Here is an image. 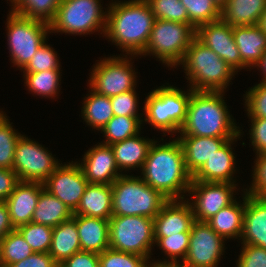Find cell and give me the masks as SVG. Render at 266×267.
<instances>
[{
  "label": "cell",
  "instance_id": "cell-1",
  "mask_svg": "<svg viewBox=\"0 0 266 267\" xmlns=\"http://www.w3.org/2000/svg\"><path fill=\"white\" fill-rule=\"evenodd\" d=\"M107 10L104 36L119 46L123 53L141 56L155 21L147 1H114Z\"/></svg>",
  "mask_w": 266,
  "mask_h": 267
},
{
  "label": "cell",
  "instance_id": "cell-2",
  "mask_svg": "<svg viewBox=\"0 0 266 267\" xmlns=\"http://www.w3.org/2000/svg\"><path fill=\"white\" fill-rule=\"evenodd\" d=\"M151 144L147 158L141 169L142 179L166 198L185 199L192 176L185 166L184 152L178 139ZM183 193V195H182Z\"/></svg>",
  "mask_w": 266,
  "mask_h": 267
},
{
  "label": "cell",
  "instance_id": "cell-3",
  "mask_svg": "<svg viewBox=\"0 0 266 267\" xmlns=\"http://www.w3.org/2000/svg\"><path fill=\"white\" fill-rule=\"evenodd\" d=\"M225 92L194 91L180 135L202 137H236L240 128L223 99Z\"/></svg>",
  "mask_w": 266,
  "mask_h": 267
},
{
  "label": "cell",
  "instance_id": "cell-4",
  "mask_svg": "<svg viewBox=\"0 0 266 267\" xmlns=\"http://www.w3.org/2000/svg\"><path fill=\"white\" fill-rule=\"evenodd\" d=\"M180 64L184 67L189 88L193 91L224 92L236 75L224 60L196 37Z\"/></svg>",
  "mask_w": 266,
  "mask_h": 267
},
{
  "label": "cell",
  "instance_id": "cell-5",
  "mask_svg": "<svg viewBox=\"0 0 266 267\" xmlns=\"http://www.w3.org/2000/svg\"><path fill=\"white\" fill-rule=\"evenodd\" d=\"M111 187L112 216H145L154 219L169 200L141 176L122 174Z\"/></svg>",
  "mask_w": 266,
  "mask_h": 267
},
{
  "label": "cell",
  "instance_id": "cell-6",
  "mask_svg": "<svg viewBox=\"0 0 266 267\" xmlns=\"http://www.w3.org/2000/svg\"><path fill=\"white\" fill-rule=\"evenodd\" d=\"M194 91L187 92L173 85H163L148 93L144 105V120L155 129L176 134L180 132L187 117L188 103Z\"/></svg>",
  "mask_w": 266,
  "mask_h": 267
},
{
  "label": "cell",
  "instance_id": "cell-7",
  "mask_svg": "<svg viewBox=\"0 0 266 267\" xmlns=\"http://www.w3.org/2000/svg\"><path fill=\"white\" fill-rule=\"evenodd\" d=\"M195 37L196 29L190 24L155 19L141 55L152 54L167 67H177Z\"/></svg>",
  "mask_w": 266,
  "mask_h": 267
},
{
  "label": "cell",
  "instance_id": "cell-8",
  "mask_svg": "<svg viewBox=\"0 0 266 267\" xmlns=\"http://www.w3.org/2000/svg\"><path fill=\"white\" fill-rule=\"evenodd\" d=\"M106 19L107 12L100 0H61L49 27L52 33L90 35L101 31L100 34H105Z\"/></svg>",
  "mask_w": 266,
  "mask_h": 267
},
{
  "label": "cell",
  "instance_id": "cell-9",
  "mask_svg": "<svg viewBox=\"0 0 266 267\" xmlns=\"http://www.w3.org/2000/svg\"><path fill=\"white\" fill-rule=\"evenodd\" d=\"M154 244L153 219L145 216H112L109 219V248L150 261Z\"/></svg>",
  "mask_w": 266,
  "mask_h": 267
},
{
  "label": "cell",
  "instance_id": "cell-10",
  "mask_svg": "<svg viewBox=\"0 0 266 267\" xmlns=\"http://www.w3.org/2000/svg\"><path fill=\"white\" fill-rule=\"evenodd\" d=\"M7 37L11 60L21 71L30 62L38 48L46 42L50 32L49 24L9 12Z\"/></svg>",
  "mask_w": 266,
  "mask_h": 267
},
{
  "label": "cell",
  "instance_id": "cell-11",
  "mask_svg": "<svg viewBox=\"0 0 266 267\" xmlns=\"http://www.w3.org/2000/svg\"><path fill=\"white\" fill-rule=\"evenodd\" d=\"M131 64L127 55L103 58L93 66L89 88L109 98L135 90L137 76Z\"/></svg>",
  "mask_w": 266,
  "mask_h": 267
},
{
  "label": "cell",
  "instance_id": "cell-12",
  "mask_svg": "<svg viewBox=\"0 0 266 267\" xmlns=\"http://www.w3.org/2000/svg\"><path fill=\"white\" fill-rule=\"evenodd\" d=\"M59 165L49 150L24 135L20 136L12 167L19 181L44 183Z\"/></svg>",
  "mask_w": 266,
  "mask_h": 267
},
{
  "label": "cell",
  "instance_id": "cell-13",
  "mask_svg": "<svg viewBox=\"0 0 266 267\" xmlns=\"http://www.w3.org/2000/svg\"><path fill=\"white\" fill-rule=\"evenodd\" d=\"M236 183L203 182L191 180L188 193L193 195L190 201L195 221L207 222L222 208L232 204Z\"/></svg>",
  "mask_w": 266,
  "mask_h": 267
},
{
  "label": "cell",
  "instance_id": "cell-14",
  "mask_svg": "<svg viewBox=\"0 0 266 267\" xmlns=\"http://www.w3.org/2000/svg\"><path fill=\"white\" fill-rule=\"evenodd\" d=\"M224 240L206 222L195 221L182 264L186 267H217L225 250Z\"/></svg>",
  "mask_w": 266,
  "mask_h": 267
},
{
  "label": "cell",
  "instance_id": "cell-15",
  "mask_svg": "<svg viewBox=\"0 0 266 267\" xmlns=\"http://www.w3.org/2000/svg\"><path fill=\"white\" fill-rule=\"evenodd\" d=\"M45 190L74 212L89 184L78 162L60 164L43 183Z\"/></svg>",
  "mask_w": 266,
  "mask_h": 267
},
{
  "label": "cell",
  "instance_id": "cell-16",
  "mask_svg": "<svg viewBox=\"0 0 266 267\" xmlns=\"http://www.w3.org/2000/svg\"><path fill=\"white\" fill-rule=\"evenodd\" d=\"M196 38L214 51L236 73L248 69L241 61L240 52L233 38V27L221 19L196 28Z\"/></svg>",
  "mask_w": 266,
  "mask_h": 267
},
{
  "label": "cell",
  "instance_id": "cell-17",
  "mask_svg": "<svg viewBox=\"0 0 266 267\" xmlns=\"http://www.w3.org/2000/svg\"><path fill=\"white\" fill-rule=\"evenodd\" d=\"M170 199L161 211L155 216L154 239L155 243L161 237L179 235L181 232H190L195 222L189 199Z\"/></svg>",
  "mask_w": 266,
  "mask_h": 267
},
{
  "label": "cell",
  "instance_id": "cell-18",
  "mask_svg": "<svg viewBox=\"0 0 266 267\" xmlns=\"http://www.w3.org/2000/svg\"><path fill=\"white\" fill-rule=\"evenodd\" d=\"M82 161L78 164L89 183L112 185L122 175L110 145H95L85 152Z\"/></svg>",
  "mask_w": 266,
  "mask_h": 267
},
{
  "label": "cell",
  "instance_id": "cell-19",
  "mask_svg": "<svg viewBox=\"0 0 266 267\" xmlns=\"http://www.w3.org/2000/svg\"><path fill=\"white\" fill-rule=\"evenodd\" d=\"M40 182L20 181L6 199L10 220L14 228L32 222L40 193L44 190Z\"/></svg>",
  "mask_w": 266,
  "mask_h": 267
},
{
  "label": "cell",
  "instance_id": "cell-20",
  "mask_svg": "<svg viewBox=\"0 0 266 267\" xmlns=\"http://www.w3.org/2000/svg\"><path fill=\"white\" fill-rule=\"evenodd\" d=\"M232 138L234 137L178 136L188 173L193 177L208 159Z\"/></svg>",
  "mask_w": 266,
  "mask_h": 267
},
{
  "label": "cell",
  "instance_id": "cell-21",
  "mask_svg": "<svg viewBox=\"0 0 266 267\" xmlns=\"http://www.w3.org/2000/svg\"><path fill=\"white\" fill-rule=\"evenodd\" d=\"M241 131L239 134L228 140L217 152H215L204 166L192 177L194 181L203 182H227L235 183V179L232 177L235 173V154L232 151V145L234 141H237V137L240 138Z\"/></svg>",
  "mask_w": 266,
  "mask_h": 267
},
{
  "label": "cell",
  "instance_id": "cell-22",
  "mask_svg": "<svg viewBox=\"0 0 266 267\" xmlns=\"http://www.w3.org/2000/svg\"><path fill=\"white\" fill-rule=\"evenodd\" d=\"M238 240L266 249V198L246 193L242 234Z\"/></svg>",
  "mask_w": 266,
  "mask_h": 267
},
{
  "label": "cell",
  "instance_id": "cell-23",
  "mask_svg": "<svg viewBox=\"0 0 266 267\" xmlns=\"http://www.w3.org/2000/svg\"><path fill=\"white\" fill-rule=\"evenodd\" d=\"M73 215L109 220L112 217V187L89 183Z\"/></svg>",
  "mask_w": 266,
  "mask_h": 267
},
{
  "label": "cell",
  "instance_id": "cell-24",
  "mask_svg": "<svg viewBox=\"0 0 266 267\" xmlns=\"http://www.w3.org/2000/svg\"><path fill=\"white\" fill-rule=\"evenodd\" d=\"M233 38L240 52L241 61L249 67L261 59L266 51V33L259 24L233 27Z\"/></svg>",
  "mask_w": 266,
  "mask_h": 267
},
{
  "label": "cell",
  "instance_id": "cell-25",
  "mask_svg": "<svg viewBox=\"0 0 266 267\" xmlns=\"http://www.w3.org/2000/svg\"><path fill=\"white\" fill-rule=\"evenodd\" d=\"M82 251L102 253L109 248V220L76 215Z\"/></svg>",
  "mask_w": 266,
  "mask_h": 267
},
{
  "label": "cell",
  "instance_id": "cell-26",
  "mask_svg": "<svg viewBox=\"0 0 266 267\" xmlns=\"http://www.w3.org/2000/svg\"><path fill=\"white\" fill-rule=\"evenodd\" d=\"M139 136L138 133L135 136L110 145L114 153L116 165L121 174L123 170L128 171L139 167L141 171L143 167L154 139L152 140Z\"/></svg>",
  "mask_w": 266,
  "mask_h": 267
},
{
  "label": "cell",
  "instance_id": "cell-27",
  "mask_svg": "<svg viewBox=\"0 0 266 267\" xmlns=\"http://www.w3.org/2000/svg\"><path fill=\"white\" fill-rule=\"evenodd\" d=\"M265 8L266 0H227L220 19L232 27L257 25Z\"/></svg>",
  "mask_w": 266,
  "mask_h": 267
},
{
  "label": "cell",
  "instance_id": "cell-28",
  "mask_svg": "<svg viewBox=\"0 0 266 267\" xmlns=\"http://www.w3.org/2000/svg\"><path fill=\"white\" fill-rule=\"evenodd\" d=\"M243 204L234 201L229 206L222 208L206 223L224 239L239 238L242 234L244 210L246 207V193L243 194ZM240 203V204H239Z\"/></svg>",
  "mask_w": 266,
  "mask_h": 267
},
{
  "label": "cell",
  "instance_id": "cell-29",
  "mask_svg": "<svg viewBox=\"0 0 266 267\" xmlns=\"http://www.w3.org/2000/svg\"><path fill=\"white\" fill-rule=\"evenodd\" d=\"M78 251H81L80 238L76 228V215H73L71 219L53 227L49 254L59 265Z\"/></svg>",
  "mask_w": 266,
  "mask_h": 267
},
{
  "label": "cell",
  "instance_id": "cell-30",
  "mask_svg": "<svg viewBox=\"0 0 266 267\" xmlns=\"http://www.w3.org/2000/svg\"><path fill=\"white\" fill-rule=\"evenodd\" d=\"M73 217V212L57 197L43 190L37 201L32 222L56 227Z\"/></svg>",
  "mask_w": 266,
  "mask_h": 267
},
{
  "label": "cell",
  "instance_id": "cell-31",
  "mask_svg": "<svg viewBox=\"0 0 266 267\" xmlns=\"http://www.w3.org/2000/svg\"><path fill=\"white\" fill-rule=\"evenodd\" d=\"M90 90V94L84 98L81 116L86 124L100 131L114 116L111 100L107 96Z\"/></svg>",
  "mask_w": 266,
  "mask_h": 267
},
{
  "label": "cell",
  "instance_id": "cell-32",
  "mask_svg": "<svg viewBox=\"0 0 266 267\" xmlns=\"http://www.w3.org/2000/svg\"><path fill=\"white\" fill-rule=\"evenodd\" d=\"M11 11L17 15L50 23L61 0H11Z\"/></svg>",
  "mask_w": 266,
  "mask_h": 267
},
{
  "label": "cell",
  "instance_id": "cell-33",
  "mask_svg": "<svg viewBox=\"0 0 266 267\" xmlns=\"http://www.w3.org/2000/svg\"><path fill=\"white\" fill-rule=\"evenodd\" d=\"M141 117L113 116L100 130L106 139L103 144L113 145L137 135L141 130Z\"/></svg>",
  "mask_w": 266,
  "mask_h": 267
},
{
  "label": "cell",
  "instance_id": "cell-34",
  "mask_svg": "<svg viewBox=\"0 0 266 267\" xmlns=\"http://www.w3.org/2000/svg\"><path fill=\"white\" fill-rule=\"evenodd\" d=\"M34 251L15 229L0 240V267H8L32 255Z\"/></svg>",
  "mask_w": 266,
  "mask_h": 267
},
{
  "label": "cell",
  "instance_id": "cell-35",
  "mask_svg": "<svg viewBox=\"0 0 266 267\" xmlns=\"http://www.w3.org/2000/svg\"><path fill=\"white\" fill-rule=\"evenodd\" d=\"M60 74V69H53L36 73H24L23 76L29 91L38 96L53 98L57 96V92L60 90Z\"/></svg>",
  "mask_w": 266,
  "mask_h": 267
},
{
  "label": "cell",
  "instance_id": "cell-36",
  "mask_svg": "<svg viewBox=\"0 0 266 267\" xmlns=\"http://www.w3.org/2000/svg\"><path fill=\"white\" fill-rule=\"evenodd\" d=\"M186 8L189 24L195 29L221 18V9L212 0H180Z\"/></svg>",
  "mask_w": 266,
  "mask_h": 267
},
{
  "label": "cell",
  "instance_id": "cell-37",
  "mask_svg": "<svg viewBox=\"0 0 266 267\" xmlns=\"http://www.w3.org/2000/svg\"><path fill=\"white\" fill-rule=\"evenodd\" d=\"M11 125L6 114L0 111V168L12 169L17 141L22 135Z\"/></svg>",
  "mask_w": 266,
  "mask_h": 267
},
{
  "label": "cell",
  "instance_id": "cell-38",
  "mask_svg": "<svg viewBox=\"0 0 266 267\" xmlns=\"http://www.w3.org/2000/svg\"><path fill=\"white\" fill-rule=\"evenodd\" d=\"M34 252L49 253L53 227L29 222L16 228Z\"/></svg>",
  "mask_w": 266,
  "mask_h": 267
},
{
  "label": "cell",
  "instance_id": "cell-39",
  "mask_svg": "<svg viewBox=\"0 0 266 267\" xmlns=\"http://www.w3.org/2000/svg\"><path fill=\"white\" fill-rule=\"evenodd\" d=\"M190 232H181L179 235L161 237L155 244L163 250L171 261H155L154 263H183L189 248ZM181 258L182 262L177 259ZM178 260V261H177ZM180 261V262H179Z\"/></svg>",
  "mask_w": 266,
  "mask_h": 267
},
{
  "label": "cell",
  "instance_id": "cell-40",
  "mask_svg": "<svg viewBox=\"0 0 266 267\" xmlns=\"http://www.w3.org/2000/svg\"><path fill=\"white\" fill-rule=\"evenodd\" d=\"M155 19L189 24L186 8L180 0H146Z\"/></svg>",
  "mask_w": 266,
  "mask_h": 267
},
{
  "label": "cell",
  "instance_id": "cell-41",
  "mask_svg": "<svg viewBox=\"0 0 266 267\" xmlns=\"http://www.w3.org/2000/svg\"><path fill=\"white\" fill-rule=\"evenodd\" d=\"M99 262L100 267H150L151 263L146 257L111 248L99 254Z\"/></svg>",
  "mask_w": 266,
  "mask_h": 267
},
{
  "label": "cell",
  "instance_id": "cell-42",
  "mask_svg": "<svg viewBox=\"0 0 266 267\" xmlns=\"http://www.w3.org/2000/svg\"><path fill=\"white\" fill-rule=\"evenodd\" d=\"M57 52L46 42L43 43L23 69V73H36L46 70L61 69Z\"/></svg>",
  "mask_w": 266,
  "mask_h": 267
},
{
  "label": "cell",
  "instance_id": "cell-43",
  "mask_svg": "<svg viewBox=\"0 0 266 267\" xmlns=\"http://www.w3.org/2000/svg\"><path fill=\"white\" fill-rule=\"evenodd\" d=\"M244 96L248 117L266 118V82L251 87Z\"/></svg>",
  "mask_w": 266,
  "mask_h": 267
},
{
  "label": "cell",
  "instance_id": "cell-44",
  "mask_svg": "<svg viewBox=\"0 0 266 267\" xmlns=\"http://www.w3.org/2000/svg\"><path fill=\"white\" fill-rule=\"evenodd\" d=\"M136 90H131L110 97L114 116L140 117L138 115V99Z\"/></svg>",
  "mask_w": 266,
  "mask_h": 267
},
{
  "label": "cell",
  "instance_id": "cell-45",
  "mask_svg": "<svg viewBox=\"0 0 266 267\" xmlns=\"http://www.w3.org/2000/svg\"><path fill=\"white\" fill-rule=\"evenodd\" d=\"M253 169V182L249 189H245L248 195L266 198V154L256 156Z\"/></svg>",
  "mask_w": 266,
  "mask_h": 267
},
{
  "label": "cell",
  "instance_id": "cell-46",
  "mask_svg": "<svg viewBox=\"0 0 266 267\" xmlns=\"http://www.w3.org/2000/svg\"><path fill=\"white\" fill-rule=\"evenodd\" d=\"M237 267H266V249L250 244H243Z\"/></svg>",
  "mask_w": 266,
  "mask_h": 267
},
{
  "label": "cell",
  "instance_id": "cell-47",
  "mask_svg": "<svg viewBox=\"0 0 266 267\" xmlns=\"http://www.w3.org/2000/svg\"><path fill=\"white\" fill-rule=\"evenodd\" d=\"M250 141L256 155L266 154V118L250 117Z\"/></svg>",
  "mask_w": 266,
  "mask_h": 267
},
{
  "label": "cell",
  "instance_id": "cell-48",
  "mask_svg": "<svg viewBox=\"0 0 266 267\" xmlns=\"http://www.w3.org/2000/svg\"><path fill=\"white\" fill-rule=\"evenodd\" d=\"M59 265L61 267H100L99 254L81 250Z\"/></svg>",
  "mask_w": 266,
  "mask_h": 267
},
{
  "label": "cell",
  "instance_id": "cell-49",
  "mask_svg": "<svg viewBox=\"0 0 266 267\" xmlns=\"http://www.w3.org/2000/svg\"><path fill=\"white\" fill-rule=\"evenodd\" d=\"M17 174L12 169L0 168V202H5L19 183Z\"/></svg>",
  "mask_w": 266,
  "mask_h": 267
},
{
  "label": "cell",
  "instance_id": "cell-50",
  "mask_svg": "<svg viewBox=\"0 0 266 267\" xmlns=\"http://www.w3.org/2000/svg\"><path fill=\"white\" fill-rule=\"evenodd\" d=\"M58 264L49 253L34 252L32 255L8 267H56Z\"/></svg>",
  "mask_w": 266,
  "mask_h": 267
},
{
  "label": "cell",
  "instance_id": "cell-51",
  "mask_svg": "<svg viewBox=\"0 0 266 267\" xmlns=\"http://www.w3.org/2000/svg\"><path fill=\"white\" fill-rule=\"evenodd\" d=\"M13 230L15 228L10 220L8 206L5 202H0V240Z\"/></svg>",
  "mask_w": 266,
  "mask_h": 267
},
{
  "label": "cell",
  "instance_id": "cell-52",
  "mask_svg": "<svg viewBox=\"0 0 266 267\" xmlns=\"http://www.w3.org/2000/svg\"><path fill=\"white\" fill-rule=\"evenodd\" d=\"M254 67H257L258 70L262 71L261 74H263L262 82H266V51L264 52L263 56L261 59L254 65Z\"/></svg>",
  "mask_w": 266,
  "mask_h": 267
},
{
  "label": "cell",
  "instance_id": "cell-53",
  "mask_svg": "<svg viewBox=\"0 0 266 267\" xmlns=\"http://www.w3.org/2000/svg\"><path fill=\"white\" fill-rule=\"evenodd\" d=\"M150 267H186L182 263H150Z\"/></svg>",
  "mask_w": 266,
  "mask_h": 267
},
{
  "label": "cell",
  "instance_id": "cell-54",
  "mask_svg": "<svg viewBox=\"0 0 266 267\" xmlns=\"http://www.w3.org/2000/svg\"><path fill=\"white\" fill-rule=\"evenodd\" d=\"M259 25L262 28V30L266 33V8L265 11L263 12Z\"/></svg>",
  "mask_w": 266,
  "mask_h": 267
},
{
  "label": "cell",
  "instance_id": "cell-55",
  "mask_svg": "<svg viewBox=\"0 0 266 267\" xmlns=\"http://www.w3.org/2000/svg\"><path fill=\"white\" fill-rule=\"evenodd\" d=\"M220 9L225 5L227 0H212Z\"/></svg>",
  "mask_w": 266,
  "mask_h": 267
}]
</instances>
